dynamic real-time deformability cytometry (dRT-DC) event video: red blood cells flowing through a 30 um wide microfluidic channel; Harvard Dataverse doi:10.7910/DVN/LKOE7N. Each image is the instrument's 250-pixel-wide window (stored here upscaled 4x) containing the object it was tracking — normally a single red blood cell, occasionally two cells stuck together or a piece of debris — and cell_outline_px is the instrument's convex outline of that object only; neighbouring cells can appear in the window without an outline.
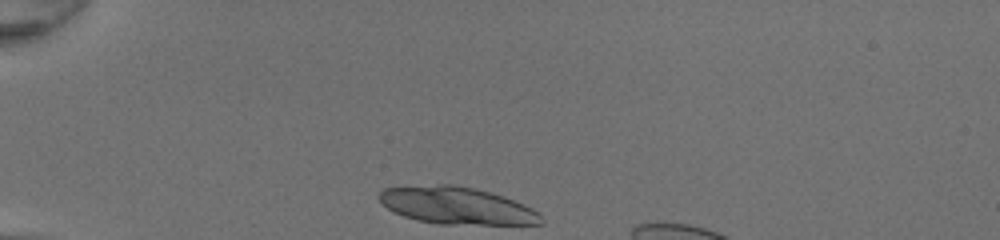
{"species": "common noctule bat (a hibernating species)", "species_latin": "Nyctalus noctula", "temperature_condition": "room temperature", "stored_images_in_passage": 8, "camera_frame_rate_fps": 3000, "um_per_image_px": 0.085, "animal": {"sex": "female", "body_mass_g": 20.0, "forearm_length_mm": 54.0}, "frame": {"image": 1, "passage_image": 1, "time_ms": 0.0, "image_size_px": [1000, 240], "cell_outline_px": [[544, 224], [440, 224], [416, 220], [404, 216], [388, 208], [376, 196], [384, 188], [440, 184], [452, 184], [472, 188], [504, 196], [524, 204], [540, 212], [544, 220]], "centroid_in_image_um": [38.86, 17.48], "position_along_channel_um": 46.1, "area_um2": 34.97}}